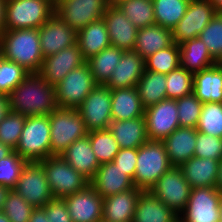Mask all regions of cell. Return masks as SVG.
Segmentation results:
<instances>
[{"label":"cell","instance_id":"cell-1","mask_svg":"<svg viewBox=\"0 0 222 222\" xmlns=\"http://www.w3.org/2000/svg\"><path fill=\"white\" fill-rule=\"evenodd\" d=\"M9 110L24 116L49 115L57 108L55 86L30 73L8 95Z\"/></svg>","mask_w":222,"mask_h":222},{"label":"cell","instance_id":"cell-2","mask_svg":"<svg viewBox=\"0 0 222 222\" xmlns=\"http://www.w3.org/2000/svg\"><path fill=\"white\" fill-rule=\"evenodd\" d=\"M2 56L22 66L29 73H38L44 59L38 29L4 30L0 35Z\"/></svg>","mask_w":222,"mask_h":222},{"label":"cell","instance_id":"cell-3","mask_svg":"<svg viewBox=\"0 0 222 222\" xmlns=\"http://www.w3.org/2000/svg\"><path fill=\"white\" fill-rule=\"evenodd\" d=\"M172 167L163 142L148 140L137 148L133 183L142 191H150L157 180Z\"/></svg>","mask_w":222,"mask_h":222},{"label":"cell","instance_id":"cell-4","mask_svg":"<svg viewBox=\"0 0 222 222\" xmlns=\"http://www.w3.org/2000/svg\"><path fill=\"white\" fill-rule=\"evenodd\" d=\"M54 8L52 0H5L4 30L39 29Z\"/></svg>","mask_w":222,"mask_h":222},{"label":"cell","instance_id":"cell-5","mask_svg":"<svg viewBox=\"0 0 222 222\" xmlns=\"http://www.w3.org/2000/svg\"><path fill=\"white\" fill-rule=\"evenodd\" d=\"M27 162L51 156L49 115L27 116L15 150Z\"/></svg>","mask_w":222,"mask_h":222},{"label":"cell","instance_id":"cell-6","mask_svg":"<svg viewBox=\"0 0 222 222\" xmlns=\"http://www.w3.org/2000/svg\"><path fill=\"white\" fill-rule=\"evenodd\" d=\"M49 120L51 156L60 155L73 142L88 134L77 109L57 107L49 114Z\"/></svg>","mask_w":222,"mask_h":222},{"label":"cell","instance_id":"cell-7","mask_svg":"<svg viewBox=\"0 0 222 222\" xmlns=\"http://www.w3.org/2000/svg\"><path fill=\"white\" fill-rule=\"evenodd\" d=\"M44 168L54 198H64L85 189L90 180L73 169L60 155L38 161Z\"/></svg>","mask_w":222,"mask_h":222},{"label":"cell","instance_id":"cell-8","mask_svg":"<svg viewBox=\"0 0 222 222\" xmlns=\"http://www.w3.org/2000/svg\"><path fill=\"white\" fill-rule=\"evenodd\" d=\"M96 85L87 63L71 70L55 86L57 107L78 108Z\"/></svg>","mask_w":222,"mask_h":222},{"label":"cell","instance_id":"cell-9","mask_svg":"<svg viewBox=\"0 0 222 222\" xmlns=\"http://www.w3.org/2000/svg\"><path fill=\"white\" fill-rule=\"evenodd\" d=\"M105 0H57L55 14L76 32L103 18Z\"/></svg>","mask_w":222,"mask_h":222},{"label":"cell","instance_id":"cell-10","mask_svg":"<svg viewBox=\"0 0 222 222\" xmlns=\"http://www.w3.org/2000/svg\"><path fill=\"white\" fill-rule=\"evenodd\" d=\"M13 190L34 208L44 207L54 198L44 168L38 161L27 162L24 165Z\"/></svg>","mask_w":222,"mask_h":222},{"label":"cell","instance_id":"cell-11","mask_svg":"<svg viewBox=\"0 0 222 222\" xmlns=\"http://www.w3.org/2000/svg\"><path fill=\"white\" fill-rule=\"evenodd\" d=\"M88 132L108 129L111 118V89L97 84L76 108Z\"/></svg>","mask_w":222,"mask_h":222},{"label":"cell","instance_id":"cell-12","mask_svg":"<svg viewBox=\"0 0 222 222\" xmlns=\"http://www.w3.org/2000/svg\"><path fill=\"white\" fill-rule=\"evenodd\" d=\"M191 187L179 167L165 172L150 189V192L178 215L185 209Z\"/></svg>","mask_w":222,"mask_h":222},{"label":"cell","instance_id":"cell-13","mask_svg":"<svg viewBox=\"0 0 222 222\" xmlns=\"http://www.w3.org/2000/svg\"><path fill=\"white\" fill-rule=\"evenodd\" d=\"M219 203L216 187L192 188L188 203L179 217L184 222H220Z\"/></svg>","mask_w":222,"mask_h":222},{"label":"cell","instance_id":"cell-14","mask_svg":"<svg viewBox=\"0 0 222 222\" xmlns=\"http://www.w3.org/2000/svg\"><path fill=\"white\" fill-rule=\"evenodd\" d=\"M216 14L215 6L209 0H190L185 15L172 29L173 41L179 45L199 37Z\"/></svg>","mask_w":222,"mask_h":222},{"label":"cell","instance_id":"cell-15","mask_svg":"<svg viewBox=\"0 0 222 222\" xmlns=\"http://www.w3.org/2000/svg\"><path fill=\"white\" fill-rule=\"evenodd\" d=\"M176 100L164 99L145 109L148 140L162 141L180 127Z\"/></svg>","mask_w":222,"mask_h":222},{"label":"cell","instance_id":"cell-16","mask_svg":"<svg viewBox=\"0 0 222 222\" xmlns=\"http://www.w3.org/2000/svg\"><path fill=\"white\" fill-rule=\"evenodd\" d=\"M85 63L86 60L76 43L58 53L46 56L42 61L38 74L48 84L56 86L71 70Z\"/></svg>","mask_w":222,"mask_h":222},{"label":"cell","instance_id":"cell-17","mask_svg":"<svg viewBox=\"0 0 222 222\" xmlns=\"http://www.w3.org/2000/svg\"><path fill=\"white\" fill-rule=\"evenodd\" d=\"M62 199L73 222L102 220L103 198L91 185Z\"/></svg>","mask_w":222,"mask_h":222},{"label":"cell","instance_id":"cell-18","mask_svg":"<svg viewBox=\"0 0 222 222\" xmlns=\"http://www.w3.org/2000/svg\"><path fill=\"white\" fill-rule=\"evenodd\" d=\"M43 57L76 44L77 32L55 13L38 29Z\"/></svg>","mask_w":222,"mask_h":222},{"label":"cell","instance_id":"cell-19","mask_svg":"<svg viewBox=\"0 0 222 222\" xmlns=\"http://www.w3.org/2000/svg\"><path fill=\"white\" fill-rule=\"evenodd\" d=\"M111 46L123 51L134 50L138 28L125 16L118 6H108L103 14Z\"/></svg>","mask_w":222,"mask_h":222},{"label":"cell","instance_id":"cell-20","mask_svg":"<svg viewBox=\"0 0 222 222\" xmlns=\"http://www.w3.org/2000/svg\"><path fill=\"white\" fill-rule=\"evenodd\" d=\"M90 185L102 198L124 192L135 187L133 180L114 162L101 164Z\"/></svg>","mask_w":222,"mask_h":222},{"label":"cell","instance_id":"cell-21","mask_svg":"<svg viewBox=\"0 0 222 222\" xmlns=\"http://www.w3.org/2000/svg\"><path fill=\"white\" fill-rule=\"evenodd\" d=\"M144 71L145 59L135 50L124 51L110 79L104 85L111 90L135 87Z\"/></svg>","mask_w":222,"mask_h":222},{"label":"cell","instance_id":"cell-22","mask_svg":"<svg viewBox=\"0 0 222 222\" xmlns=\"http://www.w3.org/2000/svg\"><path fill=\"white\" fill-rule=\"evenodd\" d=\"M197 132L196 128L179 127L162 140L173 167H180L194 156Z\"/></svg>","mask_w":222,"mask_h":222},{"label":"cell","instance_id":"cell-23","mask_svg":"<svg viewBox=\"0 0 222 222\" xmlns=\"http://www.w3.org/2000/svg\"><path fill=\"white\" fill-rule=\"evenodd\" d=\"M142 190L134 187L103 198L102 220L104 222H133L137 199Z\"/></svg>","mask_w":222,"mask_h":222},{"label":"cell","instance_id":"cell-24","mask_svg":"<svg viewBox=\"0 0 222 222\" xmlns=\"http://www.w3.org/2000/svg\"><path fill=\"white\" fill-rule=\"evenodd\" d=\"M60 156L89 180L95 176L100 166L88 136L73 142Z\"/></svg>","mask_w":222,"mask_h":222},{"label":"cell","instance_id":"cell-25","mask_svg":"<svg viewBox=\"0 0 222 222\" xmlns=\"http://www.w3.org/2000/svg\"><path fill=\"white\" fill-rule=\"evenodd\" d=\"M219 161L193 156L179 168L191 188L216 187Z\"/></svg>","mask_w":222,"mask_h":222},{"label":"cell","instance_id":"cell-26","mask_svg":"<svg viewBox=\"0 0 222 222\" xmlns=\"http://www.w3.org/2000/svg\"><path fill=\"white\" fill-rule=\"evenodd\" d=\"M193 93L202 103H222V64L193 74Z\"/></svg>","mask_w":222,"mask_h":222},{"label":"cell","instance_id":"cell-27","mask_svg":"<svg viewBox=\"0 0 222 222\" xmlns=\"http://www.w3.org/2000/svg\"><path fill=\"white\" fill-rule=\"evenodd\" d=\"M145 108L141 103L136 87L111 90L112 120H131L143 117Z\"/></svg>","mask_w":222,"mask_h":222},{"label":"cell","instance_id":"cell-28","mask_svg":"<svg viewBox=\"0 0 222 222\" xmlns=\"http://www.w3.org/2000/svg\"><path fill=\"white\" fill-rule=\"evenodd\" d=\"M178 216L150 191H142L137 199L133 222H173Z\"/></svg>","mask_w":222,"mask_h":222},{"label":"cell","instance_id":"cell-29","mask_svg":"<svg viewBox=\"0 0 222 222\" xmlns=\"http://www.w3.org/2000/svg\"><path fill=\"white\" fill-rule=\"evenodd\" d=\"M76 43L86 61L111 46L105 20L98 19L77 31Z\"/></svg>","mask_w":222,"mask_h":222},{"label":"cell","instance_id":"cell-30","mask_svg":"<svg viewBox=\"0 0 222 222\" xmlns=\"http://www.w3.org/2000/svg\"><path fill=\"white\" fill-rule=\"evenodd\" d=\"M179 52L180 66L192 74L210 68L218 63L211 56L200 37H195L179 44Z\"/></svg>","mask_w":222,"mask_h":222},{"label":"cell","instance_id":"cell-31","mask_svg":"<svg viewBox=\"0 0 222 222\" xmlns=\"http://www.w3.org/2000/svg\"><path fill=\"white\" fill-rule=\"evenodd\" d=\"M108 129L120 148H138L148 141L144 116L131 120H112Z\"/></svg>","mask_w":222,"mask_h":222},{"label":"cell","instance_id":"cell-32","mask_svg":"<svg viewBox=\"0 0 222 222\" xmlns=\"http://www.w3.org/2000/svg\"><path fill=\"white\" fill-rule=\"evenodd\" d=\"M173 43L172 30L155 24L138 29L134 50L146 59Z\"/></svg>","mask_w":222,"mask_h":222},{"label":"cell","instance_id":"cell-33","mask_svg":"<svg viewBox=\"0 0 222 222\" xmlns=\"http://www.w3.org/2000/svg\"><path fill=\"white\" fill-rule=\"evenodd\" d=\"M166 74L145 70L136 84L144 108L166 99Z\"/></svg>","mask_w":222,"mask_h":222},{"label":"cell","instance_id":"cell-34","mask_svg":"<svg viewBox=\"0 0 222 222\" xmlns=\"http://www.w3.org/2000/svg\"><path fill=\"white\" fill-rule=\"evenodd\" d=\"M123 52L117 47L109 46L86 61L97 84L104 85L110 79L112 72L122 58Z\"/></svg>","mask_w":222,"mask_h":222},{"label":"cell","instance_id":"cell-35","mask_svg":"<svg viewBox=\"0 0 222 222\" xmlns=\"http://www.w3.org/2000/svg\"><path fill=\"white\" fill-rule=\"evenodd\" d=\"M155 24L172 30L185 15L190 0H152Z\"/></svg>","mask_w":222,"mask_h":222},{"label":"cell","instance_id":"cell-36","mask_svg":"<svg viewBox=\"0 0 222 222\" xmlns=\"http://www.w3.org/2000/svg\"><path fill=\"white\" fill-rule=\"evenodd\" d=\"M117 6L136 28L155 25L152 0H122Z\"/></svg>","mask_w":222,"mask_h":222},{"label":"cell","instance_id":"cell-37","mask_svg":"<svg viewBox=\"0 0 222 222\" xmlns=\"http://www.w3.org/2000/svg\"><path fill=\"white\" fill-rule=\"evenodd\" d=\"M92 150L101 164L113 162L120 146L109 129L88 132Z\"/></svg>","mask_w":222,"mask_h":222},{"label":"cell","instance_id":"cell-38","mask_svg":"<svg viewBox=\"0 0 222 222\" xmlns=\"http://www.w3.org/2000/svg\"><path fill=\"white\" fill-rule=\"evenodd\" d=\"M180 67L179 45L175 42L145 59V70L168 74Z\"/></svg>","mask_w":222,"mask_h":222},{"label":"cell","instance_id":"cell-39","mask_svg":"<svg viewBox=\"0 0 222 222\" xmlns=\"http://www.w3.org/2000/svg\"><path fill=\"white\" fill-rule=\"evenodd\" d=\"M197 131L222 138V103H203Z\"/></svg>","mask_w":222,"mask_h":222},{"label":"cell","instance_id":"cell-40","mask_svg":"<svg viewBox=\"0 0 222 222\" xmlns=\"http://www.w3.org/2000/svg\"><path fill=\"white\" fill-rule=\"evenodd\" d=\"M166 98L176 100L193 93V74L181 66L166 74Z\"/></svg>","mask_w":222,"mask_h":222},{"label":"cell","instance_id":"cell-41","mask_svg":"<svg viewBox=\"0 0 222 222\" xmlns=\"http://www.w3.org/2000/svg\"><path fill=\"white\" fill-rule=\"evenodd\" d=\"M211 56L219 63L222 60V13H217L199 34Z\"/></svg>","mask_w":222,"mask_h":222},{"label":"cell","instance_id":"cell-42","mask_svg":"<svg viewBox=\"0 0 222 222\" xmlns=\"http://www.w3.org/2000/svg\"><path fill=\"white\" fill-rule=\"evenodd\" d=\"M29 74L22 66L2 56L0 59V93L7 96Z\"/></svg>","mask_w":222,"mask_h":222},{"label":"cell","instance_id":"cell-43","mask_svg":"<svg viewBox=\"0 0 222 222\" xmlns=\"http://www.w3.org/2000/svg\"><path fill=\"white\" fill-rule=\"evenodd\" d=\"M26 116L8 111L0 123V142L15 150L25 124Z\"/></svg>","mask_w":222,"mask_h":222},{"label":"cell","instance_id":"cell-44","mask_svg":"<svg viewBox=\"0 0 222 222\" xmlns=\"http://www.w3.org/2000/svg\"><path fill=\"white\" fill-rule=\"evenodd\" d=\"M180 127L196 128L199 122L203 103L194 93L176 99Z\"/></svg>","mask_w":222,"mask_h":222},{"label":"cell","instance_id":"cell-45","mask_svg":"<svg viewBox=\"0 0 222 222\" xmlns=\"http://www.w3.org/2000/svg\"><path fill=\"white\" fill-rule=\"evenodd\" d=\"M27 161L16 151L0 160V185L14 189Z\"/></svg>","mask_w":222,"mask_h":222},{"label":"cell","instance_id":"cell-46","mask_svg":"<svg viewBox=\"0 0 222 222\" xmlns=\"http://www.w3.org/2000/svg\"><path fill=\"white\" fill-rule=\"evenodd\" d=\"M34 207L11 189L3 206V212L11 222H29Z\"/></svg>","mask_w":222,"mask_h":222},{"label":"cell","instance_id":"cell-47","mask_svg":"<svg viewBox=\"0 0 222 222\" xmlns=\"http://www.w3.org/2000/svg\"><path fill=\"white\" fill-rule=\"evenodd\" d=\"M194 156L217 161L222 160V138L197 132Z\"/></svg>","mask_w":222,"mask_h":222},{"label":"cell","instance_id":"cell-48","mask_svg":"<svg viewBox=\"0 0 222 222\" xmlns=\"http://www.w3.org/2000/svg\"><path fill=\"white\" fill-rule=\"evenodd\" d=\"M113 162L125 172L132 180H134L136 162H137V148H120Z\"/></svg>","mask_w":222,"mask_h":222},{"label":"cell","instance_id":"cell-49","mask_svg":"<svg viewBox=\"0 0 222 222\" xmlns=\"http://www.w3.org/2000/svg\"><path fill=\"white\" fill-rule=\"evenodd\" d=\"M49 222H73L66 204L61 198H53L44 207Z\"/></svg>","mask_w":222,"mask_h":222},{"label":"cell","instance_id":"cell-50","mask_svg":"<svg viewBox=\"0 0 222 222\" xmlns=\"http://www.w3.org/2000/svg\"><path fill=\"white\" fill-rule=\"evenodd\" d=\"M29 222H49V217H47L42 207H37L33 209Z\"/></svg>","mask_w":222,"mask_h":222},{"label":"cell","instance_id":"cell-51","mask_svg":"<svg viewBox=\"0 0 222 222\" xmlns=\"http://www.w3.org/2000/svg\"><path fill=\"white\" fill-rule=\"evenodd\" d=\"M9 111L8 98L6 95L0 93V123Z\"/></svg>","mask_w":222,"mask_h":222},{"label":"cell","instance_id":"cell-52","mask_svg":"<svg viewBox=\"0 0 222 222\" xmlns=\"http://www.w3.org/2000/svg\"><path fill=\"white\" fill-rule=\"evenodd\" d=\"M10 190V188L0 185V211L3 210L5 200L7 199Z\"/></svg>","mask_w":222,"mask_h":222},{"label":"cell","instance_id":"cell-53","mask_svg":"<svg viewBox=\"0 0 222 222\" xmlns=\"http://www.w3.org/2000/svg\"><path fill=\"white\" fill-rule=\"evenodd\" d=\"M5 0H0V35L4 31Z\"/></svg>","mask_w":222,"mask_h":222},{"label":"cell","instance_id":"cell-54","mask_svg":"<svg viewBox=\"0 0 222 222\" xmlns=\"http://www.w3.org/2000/svg\"><path fill=\"white\" fill-rule=\"evenodd\" d=\"M14 150L0 142V160L10 155Z\"/></svg>","mask_w":222,"mask_h":222},{"label":"cell","instance_id":"cell-55","mask_svg":"<svg viewBox=\"0 0 222 222\" xmlns=\"http://www.w3.org/2000/svg\"><path fill=\"white\" fill-rule=\"evenodd\" d=\"M216 188L219 191H222V160L219 161L218 178H217Z\"/></svg>","mask_w":222,"mask_h":222},{"label":"cell","instance_id":"cell-56","mask_svg":"<svg viewBox=\"0 0 222 222\" xmlns=\"http://www.w3.org/2000/svg\"><path fill=\"white\" fill-rule=\"evenodd\" d=\"M214 6L217 13H222V0H209Z\"/></svg>","mask_w":222,"mask_h":222},{"label":"cell","instance_id":"cell-57","mask_svg":"<svg viewBox=\"0 0 222 222\" xmlns=\"http://www.w3.org/2000/svg\"><path fill=\"white\" fill-rule=\"evenodd\" d=\"M122 0H105L108 6H117Z\"/></svg>","mask_w":222,"mask_h":222},{"label":"cell","instance_id":"cell-58","mask_svg":"<svg viewBox=\"0 0 222 222\" xmlns=\"http://www.w3.org/2000/svg\"><path fill=\"white\" fill-rule=\"evenodd\" d=\"M0 222H11L3 211H0Z\"/></svg>","mask_w":222,"mask_h":222},{"label":"cell","instance_id":"cell-59","mask_svg":"<svg viewBox=\"0 0 222 222\" xmlns=\"http://www.w3.org/2000/svg\"><path fill=\"white\" fill-rule=\"evenodd\" d=\"M219 196H220V222H222V191H219Z\"/></svg>","mask_w":222,"mask_h":222},{"label":"cell","instance_id":"cell-60","mask_svg":"<svg viewBox=\"0 0 222 222\" xmlns=\"http://www.w3.org/2000/svg\"><path fill=\"white\" fill-rule=\"evenodd\" d=\"M173 222H184L179 216Z\"/></svg>","mask_w":222,"mask_h":222},{"label":"cell","instance_id":"cell-61","mask_svg":"<svg viewBox=\"0 0 222 222\" xmlns=\"http://www.w3.org/2000/svg\"><path fill=\"white\" fill-rule=\"evenodd\" d=\"M2 57V49H1V46H0V59Z\"/></svg>","mask_w":222,"mask_h":222}]
</instances>
